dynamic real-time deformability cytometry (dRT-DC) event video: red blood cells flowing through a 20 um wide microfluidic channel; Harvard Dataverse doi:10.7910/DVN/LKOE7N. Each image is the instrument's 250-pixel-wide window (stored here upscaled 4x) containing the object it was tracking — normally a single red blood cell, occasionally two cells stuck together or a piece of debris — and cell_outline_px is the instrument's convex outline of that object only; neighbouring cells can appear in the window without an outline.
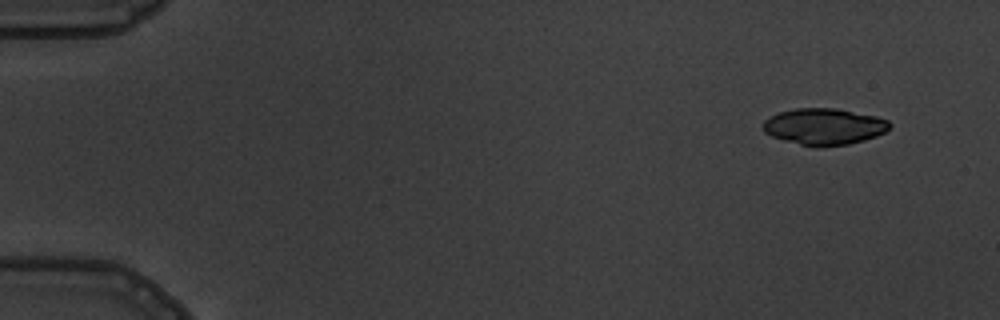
{"species": "common noctule bat (a hibernating species)", "species_latin": "Nyctalus noctula", "temperature_condition": "warm", "stored_images_in_passage": 6, "segment_of_instrument_passage": [2, 2], "camera_frame_rate_fps": 3000, "um_per_image_px": 0.085, "animal": {"sex": "male", "body_mass_g": 19.5, "forearm_length_mm": 54.6}, "frame": {"image": 1, "passage_image": 6, "time_ms": 6.667, "image_size_px": [1000, 320], "cell_outline_px": [[892, 124], [884, 132], [876, 136], [864, 140], [848, 144], [824, 148], [816, 148], [784, 140], [772, 136], [764, 132], [764, 120], [780, 112], [796, 108], [836, 108], [876, 116], [888, 120]], "centroid_in_image_um": [70.07, 10.77], "position_along_channel_um": 14.9, "area_um2": 26.93}}